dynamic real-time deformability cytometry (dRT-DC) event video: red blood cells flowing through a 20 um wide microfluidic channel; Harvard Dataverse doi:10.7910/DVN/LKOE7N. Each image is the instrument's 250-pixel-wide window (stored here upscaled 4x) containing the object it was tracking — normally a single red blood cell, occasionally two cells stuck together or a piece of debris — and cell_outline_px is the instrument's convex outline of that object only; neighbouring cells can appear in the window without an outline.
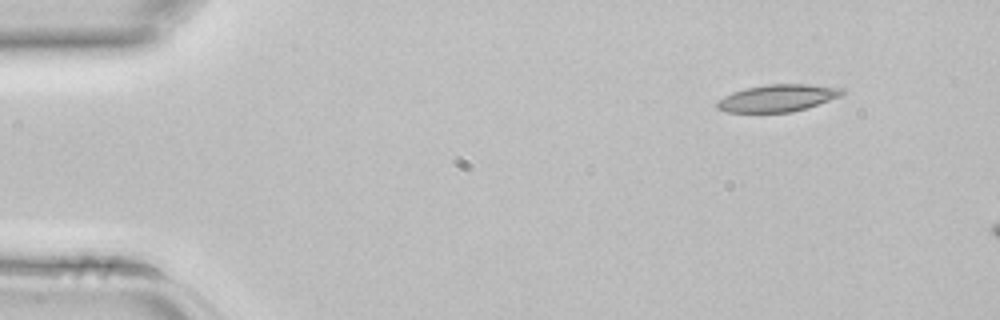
{"species": "common noctule bat (a hibernating species)", "species_latin": "Nyctalus noctula", "temperature_condition": "room temperature", "stored_images_in_passage": 2, "camera_frame_rate_fps": 3000, "um_per_image_px": 0.085, "animal": {"sex": "female", "body_mass_g": 22.7, "forearm_length_mm": 54.2}, "frame": {"image": 1, "passage_image": 1, "time_ms": 0.0, "image_size_px": [1000, 320], "cell_outline_px": [[844, 92], [840, 96], [792, 112], [728, 112], [716, 108], [716, 100], [732, 92], [744, 88], [764, 84], [808, 84], [844, 88]], "centroid_in_image_um": [66.04, 8.32], "position_along_channel_um": 19.0, "area_um2": 19.71}}